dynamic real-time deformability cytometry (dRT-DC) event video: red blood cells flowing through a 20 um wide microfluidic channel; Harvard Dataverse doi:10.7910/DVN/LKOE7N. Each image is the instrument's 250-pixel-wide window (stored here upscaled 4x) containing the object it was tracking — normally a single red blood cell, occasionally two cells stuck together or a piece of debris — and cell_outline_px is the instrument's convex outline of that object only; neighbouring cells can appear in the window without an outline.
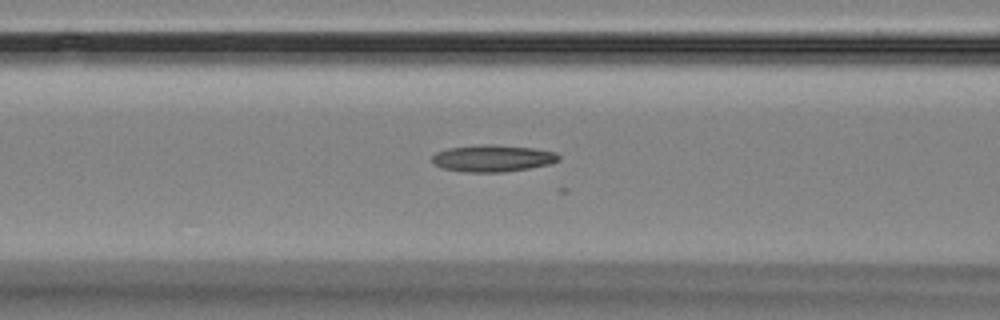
{"species": "Egyptian fruit bat (a non-hibernating species)", "species_latin": "Rousettus aegyptiacus", "temperature_condition": "room temperature", "stored_images_in_passage": 7, "camera_frame_rate_fps": 3000, "um_per_image_px": 0.085, "animal": {"sex": "female"}, "frame": {"image": 1, "passage_image": 7, "time_ms": 21.333, "image_size_px": [1000, 320], "cell_outline_px": [[560, 160], [548, 164], [528, 168], [504, 172], [464, 172], [444, 168], [432, 164], [432, 156], [436, 152], [448, 148], [480, 144], [492, 144], [532, 148], [556, 152], [560, 156]], "centroid_in_image_um": [41.85, 13.45], "position_along_channel_um": 124.7, "area_um2": 19.83}}